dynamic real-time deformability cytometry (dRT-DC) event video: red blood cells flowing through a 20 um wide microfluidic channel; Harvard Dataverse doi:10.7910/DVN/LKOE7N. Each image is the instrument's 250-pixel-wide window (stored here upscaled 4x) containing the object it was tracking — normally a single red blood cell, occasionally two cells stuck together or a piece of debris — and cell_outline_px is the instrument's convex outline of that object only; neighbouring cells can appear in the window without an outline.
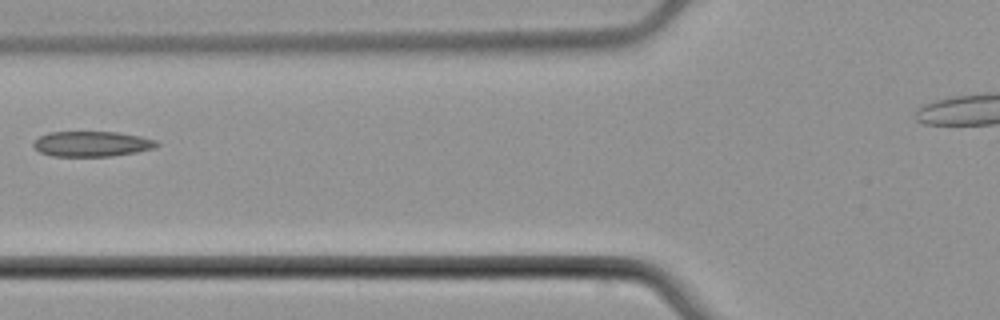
{"species": "common noctule bat (a hibernating species)", "species_latin": "Nyctalus noctula", "temperature_condition": "cold", "stored_images_in_passage": 6, "camera_frame_rate_fps": 3000, "um_per_image_px": 0.085, "animal": {"sex": "male", "body_mass_g": 21.5, "forearm_length_mm": 52.0}, "frame": {"image": 1, "passage_image": 6, "time_ms": 6.333, "image_size_px": [1000, 320], "cell_outline_px": [[160, 144], [156, 148], [136, 152], [112, 156], [52, 156], [40, 152], [32, 144], [40, 136], [48, 132], [116, 132], [140, 136], [156, 140]], "centroid_in_image_um": [7.84, 12.23], "position_along_channel_um": 118.0, "area_um2": 18.15}}